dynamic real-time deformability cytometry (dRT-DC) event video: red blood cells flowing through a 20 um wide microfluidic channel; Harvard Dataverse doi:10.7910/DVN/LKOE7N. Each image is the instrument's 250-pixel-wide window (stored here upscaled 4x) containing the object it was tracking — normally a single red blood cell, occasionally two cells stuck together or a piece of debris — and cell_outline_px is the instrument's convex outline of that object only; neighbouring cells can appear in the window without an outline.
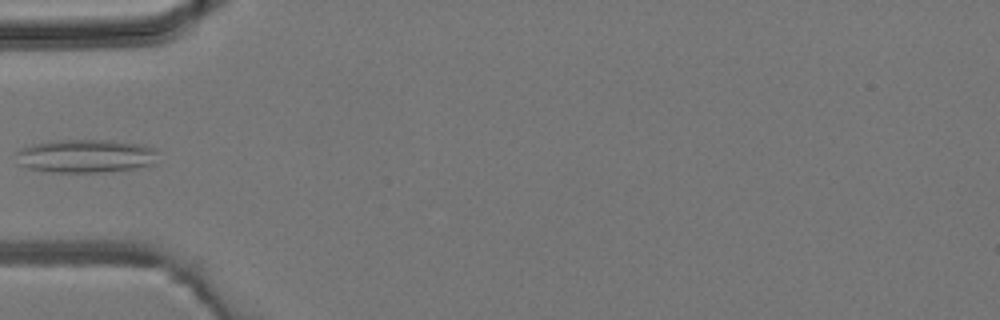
{"species": "common noctule bat (a hibernating species)", "species_latin": "Nyctalus noctula", "temperature_condition": "room temperature", "stored_images_in_passage": 3, "camera_frame_rate_fps": 3000, "um_per_image_px": 0.085, "animal": {"sex": "male", "body_mass_g": 19.2, "forearm_length_mm": 51.8}, "frame": {"image": 1, "passage_image": 3, "time_ms": 2.667, "image_size_px": [1000, 320], "cell_outline_px": [[156, 152], [152, 164], [136, 168], [100, 172], [52, 172], [28, 168], [16, 164], [16, 152], [20, 148], [32, 144], [56, 140], [112, 140], [144, 144], [156, 148]], "centroid_in_image_um": [7.23, 13.25], "position_along_channel_um": 77.8, "area_um2": 27.74}}